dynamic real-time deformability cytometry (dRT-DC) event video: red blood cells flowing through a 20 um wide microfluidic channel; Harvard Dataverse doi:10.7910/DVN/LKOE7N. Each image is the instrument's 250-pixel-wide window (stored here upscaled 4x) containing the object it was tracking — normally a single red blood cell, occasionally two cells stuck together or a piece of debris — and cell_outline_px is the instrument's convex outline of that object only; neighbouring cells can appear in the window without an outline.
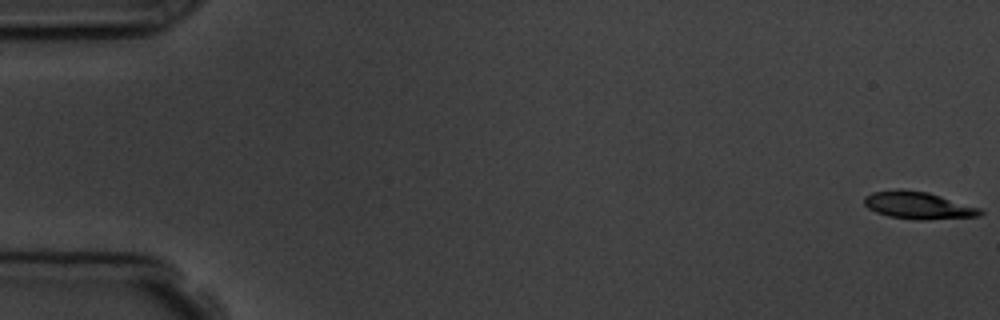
{"species": "common noctule bat (a hibernating species)", "species_latin": "Nyctalus noctula", "temperature_condition": "room temperature", "stored_images_in_passage": 5, "camera_frame_rate_fps": 3000, "um_per_image_px": 0.085, "animal": {"sex": "male", "body_mass_g": 19.5, "forearm_length_mm": 54.6}, "frame": {"image": 1, "passage_image": 1, "time_ms": 0.0, "image_size_px": [1000, 320], "cell_outline_px": [[984, 212], [980, 216], [924, 220], [916, 220], [888, 216], [876, 212], [868, 208], [864, 204], [864, 196], [872, 192], [928, 192], [980, 208]], "centroid_in_image_um": [78.09, 17.51], "position_along_channel_um": 6.9, "area_um2": 17.74}}
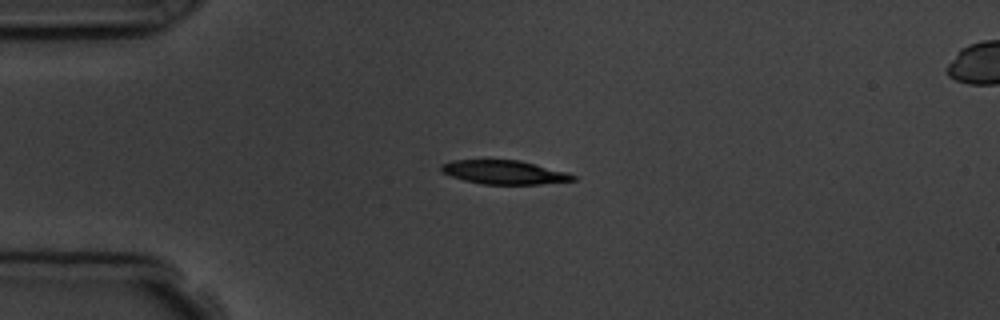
{"frame": {"image": 2, "passage_image": 4, "time_ms": 4.333, "image_size_px": [1000, 320], "cell_outline_px": [[576, 180], [540, 184], [484, 184], [464, 180], [440, 172], [440, 164], [452, 160], [520, 160], [568, 172], [576, 176]], "centroid_in_image_um": [42.85, 14.64], "position_along_channel_um": 42.1, "area_um2": 18.32}}